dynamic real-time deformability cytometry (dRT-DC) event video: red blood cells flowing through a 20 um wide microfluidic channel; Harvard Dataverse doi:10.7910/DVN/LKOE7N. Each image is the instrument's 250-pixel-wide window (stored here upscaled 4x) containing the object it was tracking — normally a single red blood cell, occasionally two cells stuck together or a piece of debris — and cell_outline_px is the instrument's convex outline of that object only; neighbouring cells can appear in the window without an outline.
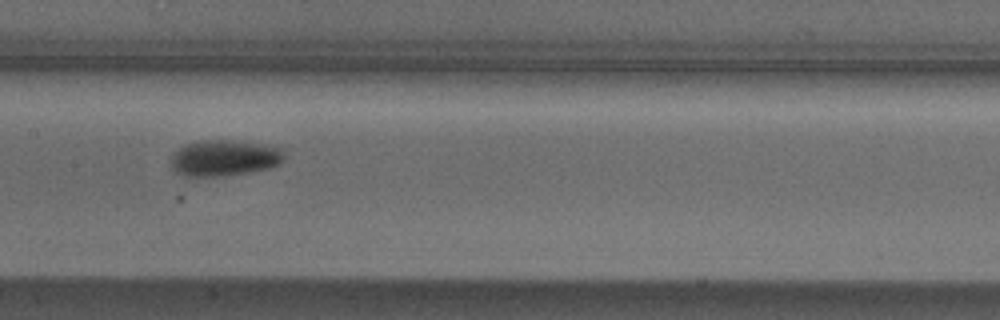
{"species": "Egyptian fruit bat (a non-hibernating species)", "species_latin": "Rousettus aegyptiacus", "temperature_condition": "cold", "stored_images_in_passage": 9, "camera_frame_rate_fps": 3000, "um_per_image_px": 0.085, "animal": {"sex": "male"}, "frame": {"image": 1, "passage_image": 7, "time_ms": 2.0, "image_size_px": [1000, 320], "cell_outline_px": [[284, 160], [280, 164], [268, 168], [248, 172], [216, 176], [184, 176], [176, 172], [172, 168], [172, 156], [184, 144], [204, 140], [228, 140], [260, 144], [284, 148]], "centroid_in_image_um": [19.09, 13.42], "position_along_channel_um": 188.3, "area_um2": 23.58}}
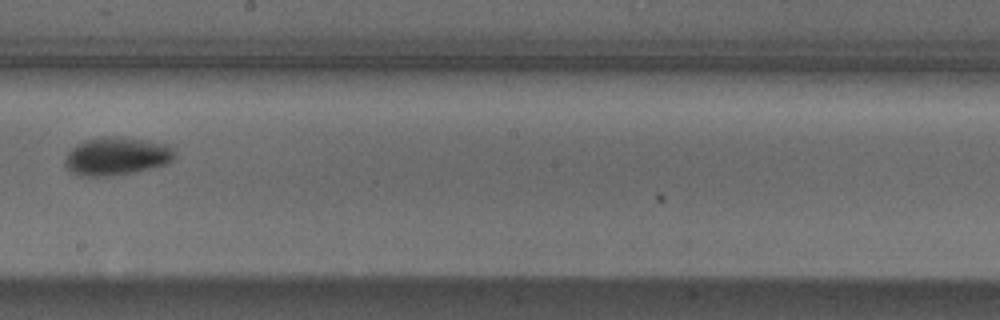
{"frame": {"image": 2, "passage_image": 8, "time_ms": 2.333, "image_size_px": [1000, 320], "cell_outline_px": [[176, 156], [168, 164], [136, 172], [112, 176], [80, 176], [72, 172], [64, 164], [64, 160], [68, 152], [72, 148], [84, 140], [108, 136], [112, 136], [148, 140], [172, 144], [176, 148]], "centroid_in_image_um": [9.99, 13.27], "position_along_channel_um": 238.2, "area_um2": 24.8}}
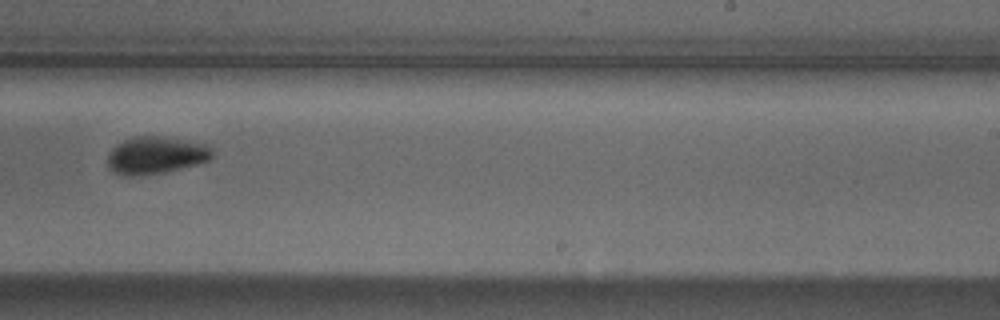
{"frame": {"image": 3, "passage_image": 9, "time_ms": 2.667, "image_size_px": [1000, 320], "cell_outline_px": [[212, 156], [208, 160], [196, 164], [164, 172], [140, 176], [128, 176], [112, 172], [108, 168], [108, 156], [112, 148], [116, 144], [132, 136], [156, 136], [208, 144], [212, 148]], "centroid_in_image_um": [13.21, 13.2], "position_along_channel_um": 275.8, "area_um2": 22.72}}